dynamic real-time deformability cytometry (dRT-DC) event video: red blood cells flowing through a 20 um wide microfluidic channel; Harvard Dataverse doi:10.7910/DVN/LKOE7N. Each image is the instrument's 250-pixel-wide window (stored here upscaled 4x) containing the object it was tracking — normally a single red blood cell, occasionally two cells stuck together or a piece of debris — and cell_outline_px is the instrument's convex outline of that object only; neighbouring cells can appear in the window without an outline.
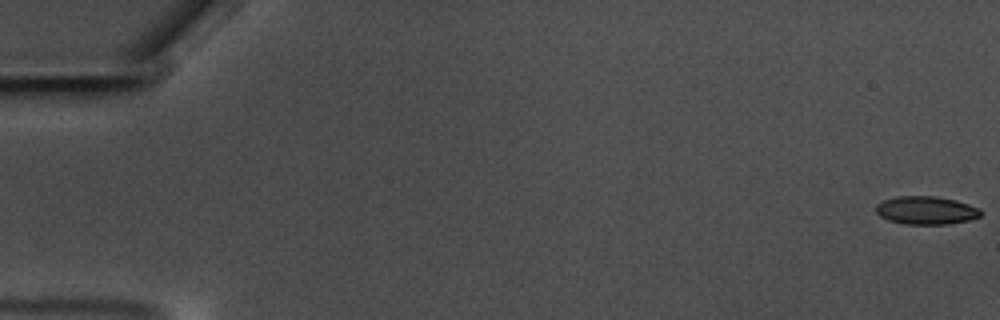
{"species": "common noctule bat (a hibernating species)", "species_latin": "Nyctalus noctula", "temperature_condition": "warm", "stored_images_in_passage": 59, "camera_frame_rate_fps": 3000, "um_per_image_px": 0.085, "animal": {"sex": "male", "body_mass_g": 17.5, "forearm_length_mm": 52.3}, "frame": {"image": 1, "passage_image": 1, "time_ms": 0.0, "image_size_px": [1000, 320], "cell_outline_px": [[980, 216], [972, 220], [948, 224], [904, 224], [888, 220], [880, 216], [876, 212], [876, 204], [884, 200], [896, 196], [936, 196], [956, 200], [980, 208]], "centroid_in_image_um": [78.72, 17.88], "position_along_channel_um": 6.3, "area_um2": 17.28}}
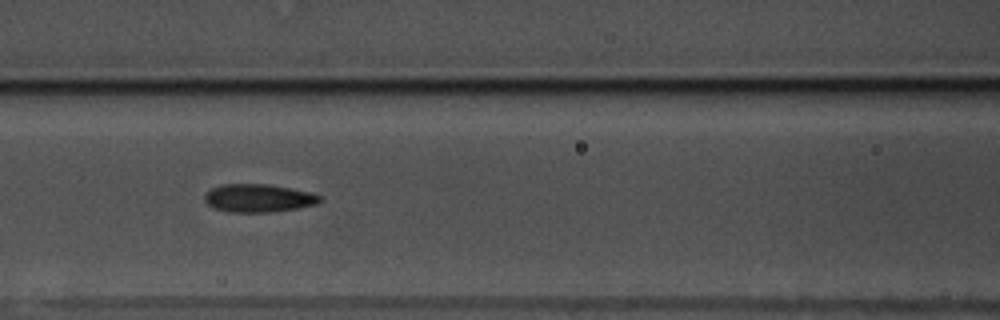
{"frame": {"image": 2, "passage_image": 27, "time_ms": 8.667, "image_size_px": [1000, 320], "cell_outline_px": [[320, 200], [316, 204], [296, 208], [272, 212], [232, 212], [212, 208], [204, 200], [204, 196], [212, 188], [220, 184], [268, 184], [308, 192], [320, 196]], "centroid_in_image_um": [21.91, 16.84], "position_along_channel_um": 144.7, "area_um2": 18.61}}
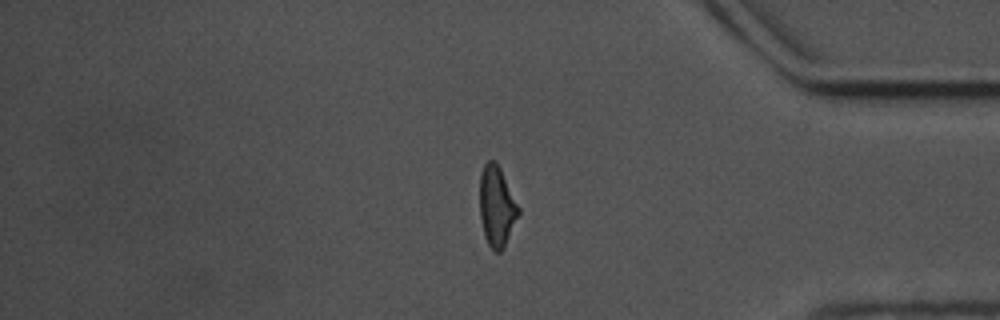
{"frame": {"image": 3, "passage_image": 50, "time_ms": 16.333, "image_size_px": [1000, 320], "cell_outline_px": [[520, 212], [504, 248], [500, 252], [496, 252], [488, 244], [484, 236], [480, 216], [480, 172], [484, 164], [488, 160], [496, 160], [520, 208]], "centroid_in_image_um": [42.22, 17.53], "position_along_channel_um": 393.0, "area_um2": 18.21}, "authors_computed_cell_mechanics": {"area_um2": 18.1492, "velocity_mm_per_s": 3.5273, "shape_relaxation_time_tau1_ms": 9.5732, "shape_relaxation_time_tau2_ms": 2.1817, "deformation_change_tau1": 0.1801, "deformation_change_tau2": 0.1059}}